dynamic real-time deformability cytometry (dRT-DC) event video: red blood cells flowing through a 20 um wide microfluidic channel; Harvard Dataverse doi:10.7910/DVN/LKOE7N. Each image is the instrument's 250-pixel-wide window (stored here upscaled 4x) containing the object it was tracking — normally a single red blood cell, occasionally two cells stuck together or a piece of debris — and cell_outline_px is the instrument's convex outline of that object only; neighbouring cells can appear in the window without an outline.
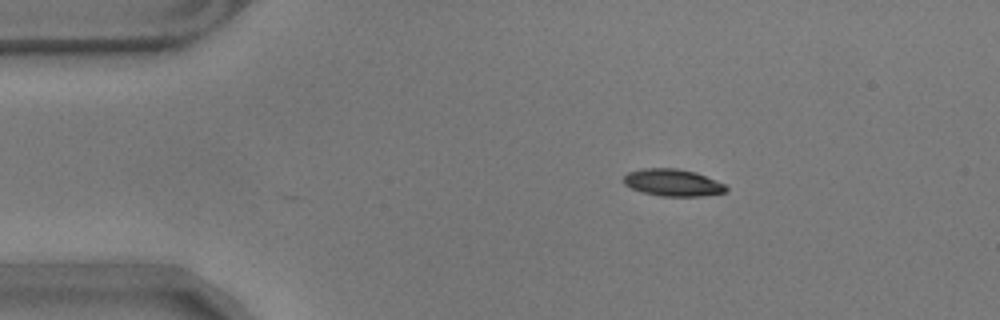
{"species": "common noctule bat (a hibernating species)", "species_latin": "Nyctalus noctula", "temperature_condition": "warm", "stored_images_in_passage": 2, "camera_frame_rate_fps": 3000, "um_per_image_px": 0.085, "animal": {"sex": "male", "body_mass_g": 17.9}, "frame": {"image": 1, "passage_image": 2, "time_ms": 0.333, "image_size_px": [1000, 320], "cell_outline_px": [[728, 188], [724, 192], [700, 196], [660, 196], [644, 192], [632, 188], [624, 184], [624, 176], [628, 172], [644, 168], [676, 168], [696, 172], [724, 184]], "centroid_in_image_um": [57.17, 15.51], "position_along_channel_um": 27.8, "area_um2": 15.95}}